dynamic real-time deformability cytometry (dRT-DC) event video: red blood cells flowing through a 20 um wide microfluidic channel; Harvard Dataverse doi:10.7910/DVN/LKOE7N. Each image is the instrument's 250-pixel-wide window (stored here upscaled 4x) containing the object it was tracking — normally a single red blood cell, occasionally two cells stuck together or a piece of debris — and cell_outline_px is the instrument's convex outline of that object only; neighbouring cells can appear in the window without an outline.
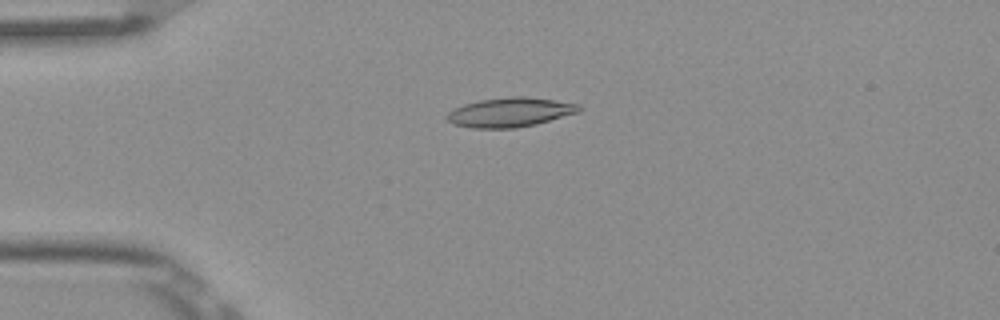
{"species": "Egyptian fruit bat (a non-hibernating species)", "species_latin": "Rousettus aegyptiacus", "temperature_condition": "room temperature", "stored_images_in_passage": 4, "camera_frame_rate_fps": 3000, "um_per_image_px": 0.085, "frame": {"image": 1, "passage_image": 3, "time_ms": 0.667, "image_size_px": [1000, 320], "cell_outline_px": [[580, 112], [536, 124], [516, 128], [472, 128], [452, 124], [444, 116], [448, 112], [464, 104], [480, 100], [508, 96], [524, 96], [580, 104]], "centroid_in_image_um": [43.34, 9.55], "position_along_channel_um": 41.7, "area_um2": 22.6}}